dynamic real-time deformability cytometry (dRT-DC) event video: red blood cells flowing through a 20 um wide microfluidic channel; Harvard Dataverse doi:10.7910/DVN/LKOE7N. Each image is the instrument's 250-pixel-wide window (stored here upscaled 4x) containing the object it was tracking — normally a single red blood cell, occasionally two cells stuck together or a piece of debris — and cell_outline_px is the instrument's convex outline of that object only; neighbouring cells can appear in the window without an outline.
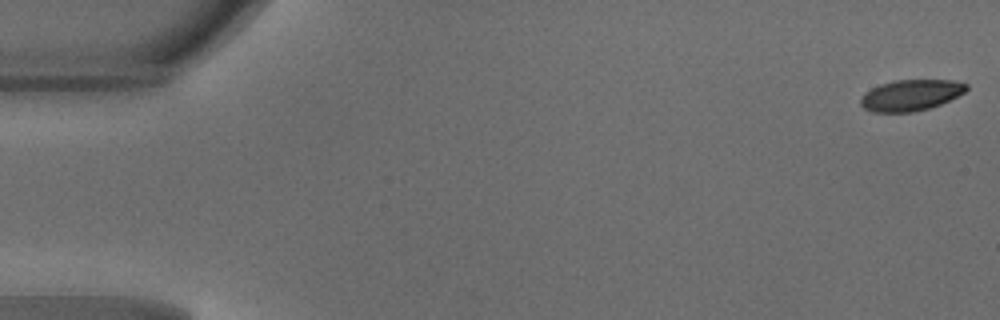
{"species": "common noctule bat (a hibernating species)", "species_latin": "Nyctalus noctula", "temperature_condition": "warm", "stored_images_in_passage": 48, "camera_frame_rate_fps": 3000, "um_per_image_px": 0.085, "animal": {"sex": "male", "body_mass_g": 18.8}, "frame": {"image": 1, "passage_image": 1, "time_ms": 0.0, "image_size_px": [1000, 320], "cell_outline_px": [[968, 88], [964, 92], [940, 104], [928, 108], [912, 112], [872, 112], [864, 108], [860, 104], [860, 100], [864, 92], [880, 84], [896, 80], [952, 80], [968, 84]], "centroid_in_image_um": [77.39, 8.08], "position_along_channel_um": 7.6, "area_um2": 19.02}}
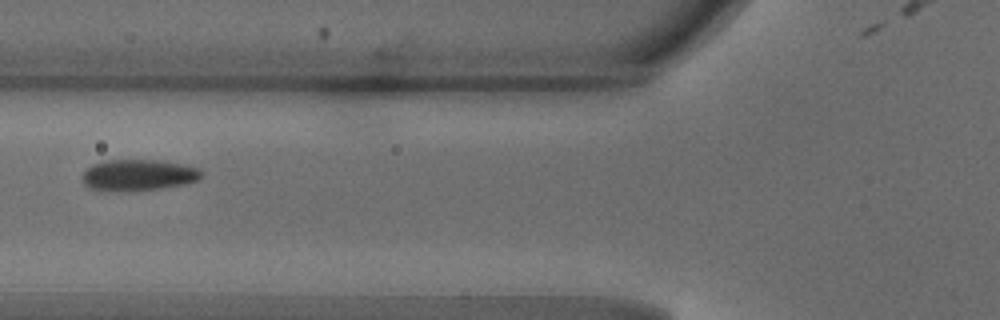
{"frame": {"image": 2, "passage_image": 19, "time_ms": 6.0, "image_size_px": [1000, 320], "cell_outline_px": [[204, 176], [200, 180], [188, 184], [160, 188], [88, 188], [84, 184], [84, 172], [92, 164], [104, 160], [160, 160], [200, 168], [204, 172]], "centroid_in_image_um": [11.89, 14.82], "position_along_channel_um": 113.9, "area_um2": 20.92}}
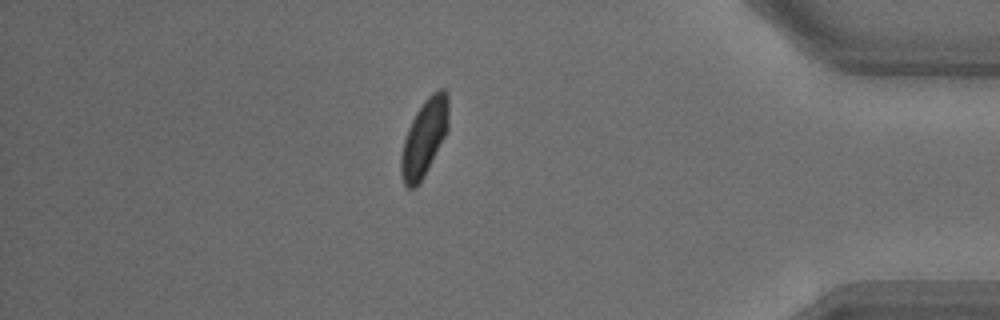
{"frame": {"image": 3, "passage_image": 42, "time_ms": 13.667, "image_size_px": [1000, 320], "cell_outline_px": [[448, 128], [424, 176], [416, 188], [408, 188], [404, 184], [400, 176], [400, 156], [404, 140], [408, 128], [416, 112], [424, 100], [432, 92], [440, 88], [444, 88], [448, 92]], "centroid_in_image_um": [36.05, 11.7], "position_along_channel_um": 399.2, "area_um2": 21.21}, "authors_computed_cell_mechanics": {"area_um2": 21.1837, "velocity_mm_per_s": 4.1755, "shape_relaxation_time_tau1_ms": 2.4664, "shape_relaxation_time_tau2_ms": null, "deformation_change_tau1": 0.1031, "deformation_change_tau2": null}}